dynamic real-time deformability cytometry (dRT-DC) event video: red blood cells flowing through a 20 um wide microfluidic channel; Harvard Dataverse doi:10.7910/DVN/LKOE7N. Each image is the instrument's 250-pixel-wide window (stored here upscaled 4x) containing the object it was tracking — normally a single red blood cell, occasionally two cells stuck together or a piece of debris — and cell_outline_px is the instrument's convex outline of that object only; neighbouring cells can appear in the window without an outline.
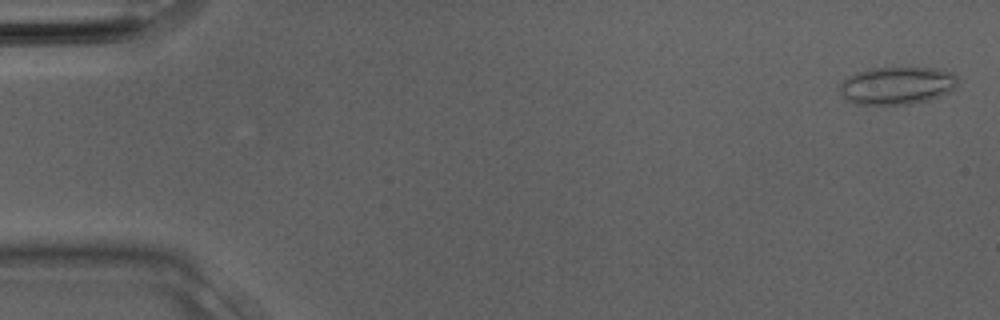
{"species": "Egyptian fruit bat (a non-hibernating species)", "species_latin": "Rousettus aegyptiacus", "temperature_condition": "room temperature", "stored_images_in_passage": 32, "camera_frame_rate_fps": 3000, "um_per_image_px": 0.085, "animal": {"sex": "male"}, "frame": {"image": 1, "passage_image": 1, "time_ms": 0.0, "image_size_px": [1000, 320], "cell_outline_px": [[956, 84], [948, 92], [928, 100], [908, 104], [852, 104], [840, 92], [840, 84], [848, 76], [856, 72], [868, 68], [892, 64], [936, 68], [952, 72], [956, 76]], "centroid_in_image_um": [76.21, 7.2], "position_along_channel_um": 8.8, "area_um2": 26.65}}
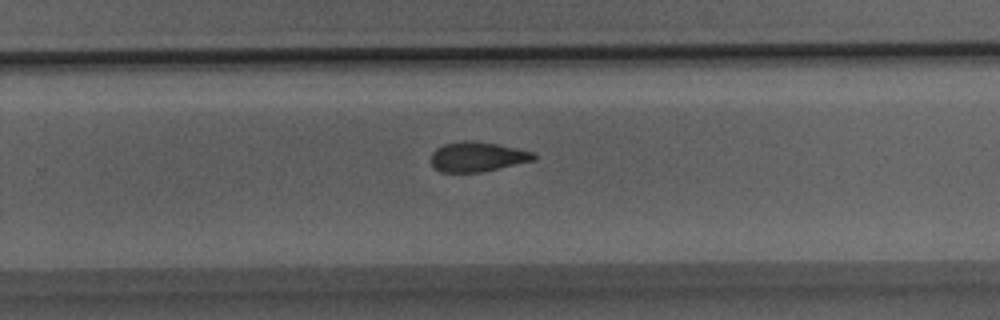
{"frame": {"image": 2, "passage_image": 21, "time_ms": 6.667, "image_size_px": [1000, 320], "cell_outline_px": [[536, 160], [480, 172], [440, 172], [432, 164], [432, 152], [436, 148], [444, 144], [464, 140], [496, 144], [536, 152]], "centroid_in_image_um": [40.6, 13.32], "position_along_channel_um": 289.2, "area_um2": 17.69}}
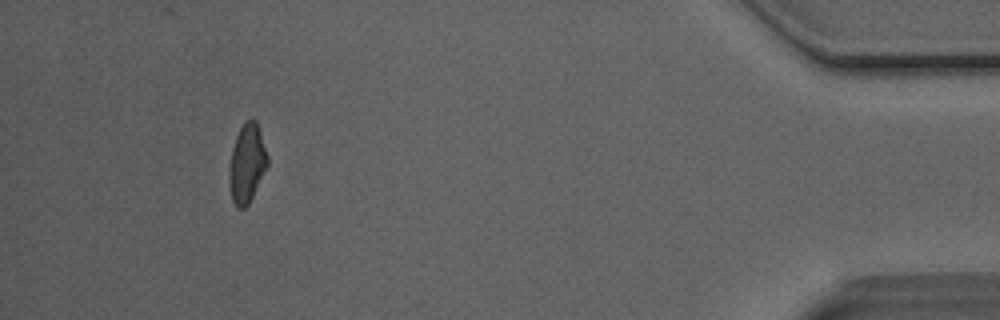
{"frame": {"image": 3, "passage_image": 30, "time_ms": 9.667, "image_size_px": [1000, 320], "cell_outline_px": [[268, 164], [248, 204], [244, 208], [240, 208], [232, 200], [228, 176], [228, 172], [232, 148], [236, 136], [244, 120], [256, 120], [268, 156]], "centroid_in_image_um": [20.98, 13.86], "position_along_channel_um": 414.2, "area_um2": 17.28}}